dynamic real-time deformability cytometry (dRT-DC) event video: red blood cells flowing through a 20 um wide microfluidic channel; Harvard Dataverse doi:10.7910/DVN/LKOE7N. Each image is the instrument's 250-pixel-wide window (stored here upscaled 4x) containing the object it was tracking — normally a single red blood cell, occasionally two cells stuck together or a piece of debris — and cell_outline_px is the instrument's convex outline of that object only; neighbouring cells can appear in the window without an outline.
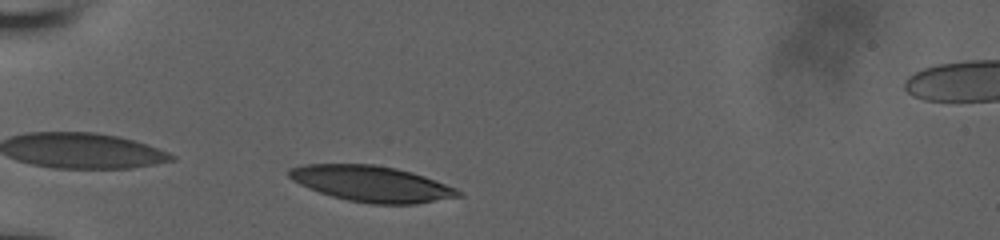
{"species": "human", "species_latin": "Homo sapiens", "temperature_condition": "room temperature", "stored_images_in_passage": 32, "camera_frame_rate_fps": 3000, "um_per_image_px": 0.085, "donor": {"sex": "male"}, "frame": {"image": 1, "passage_image": 2, "time_ms": 0.333, "image_size_px": [1000, 240], "cell_outline_px": [[464, 196], [416, 204], [372, 204], [348, 200], [332, 196], [308, 188], [292, 180], [288, 176], [288, 168], [304, 164], [372, 164], [396, 168], [412, 172], [424, 176], [456, 188], [464, 192]], "centroid_in_image_um": [31.6, 15.62], "position_along_channel_um": 53.4, "area_um2": 35.49}}
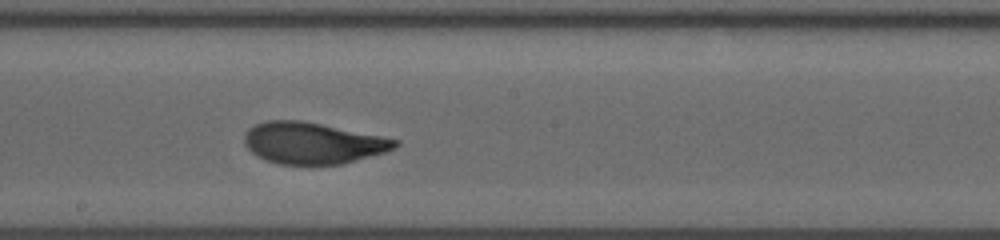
{"frame": {"image": 2, "passage_image": 17, "time_ms": 5.333, "image_size_px": [1000, 240], "cell_outline_px": [[400, 144], [396, 148], [384, 152], [340, 164], [308, 168], [280, 164], [256, 156], [244, 144], [244, 132], [248, 128], [256, 124], [268, 120], [300, 120], [400, 140]], "centroid_in_image_um": [26.54, 12.2], "position_along_channel_um": 221.7, "area_um2": 36.88}}
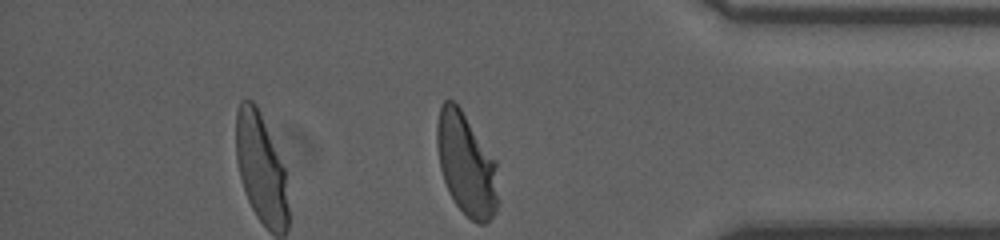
{"frame": {"image": 3, "passage_image": 32, "time_ms": 10.333, "image_size_px": [1000, 240], "cell_outline_px": [[500, 200], [496, 212], [484, 224], [480, 224], [472, 220], [456, 204], [448, 192], [440, 168], [436, 144], [436, 124], [440, 104], [444, 100], [452, 100], [460, 108], [496, 160]], "centroid_in_image_um": [39.65, 13.97], "position_along_channel_um": 395.6, "area_um2": 36.93}, "authors_computed_cell_mechanics": {"area_um2": 36.4429, "velocity_mm_per_s": 3.8048, "shape_relaxation_time_tau1_ms": 4.5686, "shape_relaxation_time_tau2_ms": null, "deformation_change_tau1": 0.1963, "deformation_change_tau2": null}}